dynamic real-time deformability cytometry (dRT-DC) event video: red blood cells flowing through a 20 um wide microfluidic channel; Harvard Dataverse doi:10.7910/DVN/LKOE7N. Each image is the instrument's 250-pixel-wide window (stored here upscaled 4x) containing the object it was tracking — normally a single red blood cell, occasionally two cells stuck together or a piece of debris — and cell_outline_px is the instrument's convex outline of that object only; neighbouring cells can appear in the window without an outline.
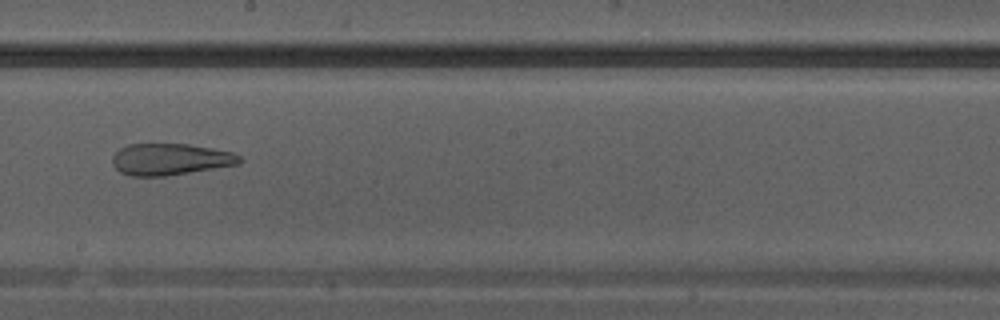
{"species": "Egyptian fruit bat (a non-hibernating species)", "species_latin": "Rousettus aegyptiacus", "temperature_condition": "warm", "stored_images_in_passage": 11, "camera_frame_rate_fps": 3000, "um_per_image_px": 0.085, "animal": {"sex": "male"}, "frame": {"image": 1, "passage_image": 8, "time_ms": 2.333, "image_size_px": [1000, 320], "cell_outline_px": [[244, 160], [240, 164], [164, 176], [132, 176], [120, 172], [112, 164], [112, 156], [120, 148], [128, 144], [188, 144], [212, 148], [232, 152], [240, 156]], "centroid_in_image_um": [14.47, 13.54], "position_along_channel_um": 233.7, "area_um2": 23.41}}